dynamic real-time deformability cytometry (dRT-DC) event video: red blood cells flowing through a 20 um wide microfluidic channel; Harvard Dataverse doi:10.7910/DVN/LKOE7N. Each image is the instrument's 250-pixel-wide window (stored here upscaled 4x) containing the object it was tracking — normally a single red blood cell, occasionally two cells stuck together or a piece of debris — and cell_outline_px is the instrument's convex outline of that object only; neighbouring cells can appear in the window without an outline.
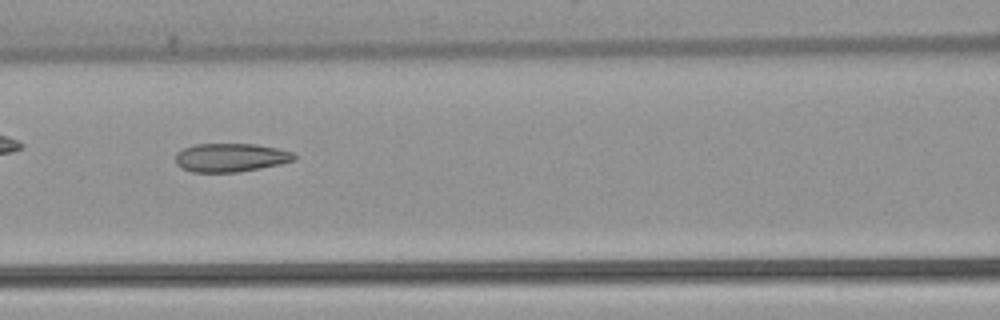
{"species": "common noctule bat (a hibernating species)", "species_latin": "Nyctalus noctula", "temperature_condition": "warm", "stored_images_in_passage": 52, "camera_frame_rate_fps": 3000, "um_per_image_px": 0.085, "animal": {"sex": "female", "body_mass_g": 22.7, "forearm_length_mm": 54.2}, "frame": {"image": 1, "passage_image": 23, "time_ms": 7.333, "image_size_px": [1000, 320], "cell_outline_px": [[296, 160], [280, 164], [260, 168], [236, 172], [192, 172], [180, 168], [176, 164], [176, 152], [184, 148], [196, 144], [256, 144], [276, 148], [292, 152], [296, 156]], "centroid_in_image_um": [19.59, 13.39], "position_along_channel_um": 147.0, "area_um2": 19.77}, "authors_computed_cell_mechanics": {"area_um2": 21.9351, "velocity_mm_per_s": 3.8981, "shape_relaxation_time_tau1_ms": null, "shape_relaxation_time_tau2_ms": 1.9943, "deformation_change_tau1": null, "deformation_change_tau2": 0.0795}}